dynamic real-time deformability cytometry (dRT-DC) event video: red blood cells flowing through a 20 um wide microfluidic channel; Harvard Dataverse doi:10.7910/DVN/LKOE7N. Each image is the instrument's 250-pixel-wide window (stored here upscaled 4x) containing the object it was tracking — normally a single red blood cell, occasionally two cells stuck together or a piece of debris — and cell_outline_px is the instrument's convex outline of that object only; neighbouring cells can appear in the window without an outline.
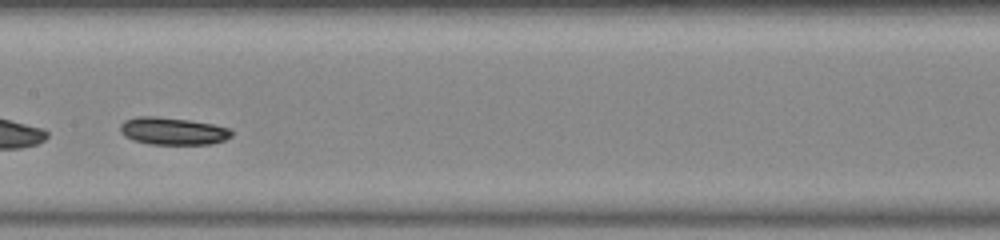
{"species": "common noctule bat (a hibernating species)", "species_latin": "Nyctalus noctula", "temperature_condition": "warm", "stored_images_in_passage": 42, "segment_of_instrument_passage": [2, 2], "camera_frame_rate_fps": 3000, "um_per_image_px": 0.085, "animal": {"sex": "female", "body_mass_g": 23.0, "forearm_length_mm": 53.4}, "frame": {"image": 1, "passage_image": 18, "time_ms": 5.667, "image_size_px": [1000, 240], "cell_outline_px": [[232, 136], [224, 140], [212, 144], [148, 144], [132, 140], [124, 136], [120, 132], [120, 124], [124, 120], [140, 116], [156, 116], [188, 120], [212, 124], [232, 128]], "centroid_in_image_um": [14.68, 11.14], "position_along_channel_um": 192.7, "area_um2": 17.92}}
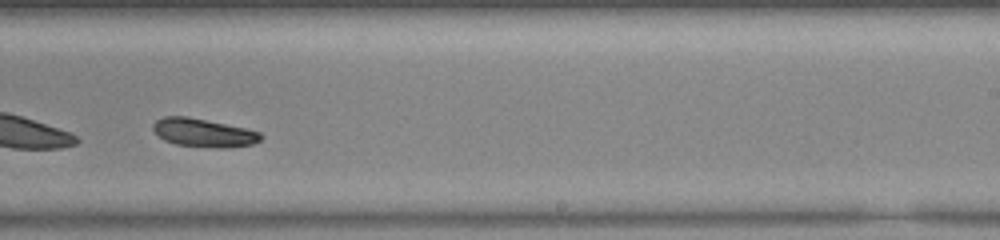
{"frame": {"image": 2, "passage_image": 24, "time_ms": 7.667, "image_size_px": [1000, 240], "cell_outline_px": [[264, 136], [260, 140], [252, 144], [228, 148], [216, 148], [176, 144], [164, 140], [152, 128], [152, 124], [156, 120], [164, 116], [188, 116], [244, 128], [260, 132]], "centroid_in_image_um": [17.3, 11.28], "position_along_channel_um": 271.7, "area_um2": 17.74}}
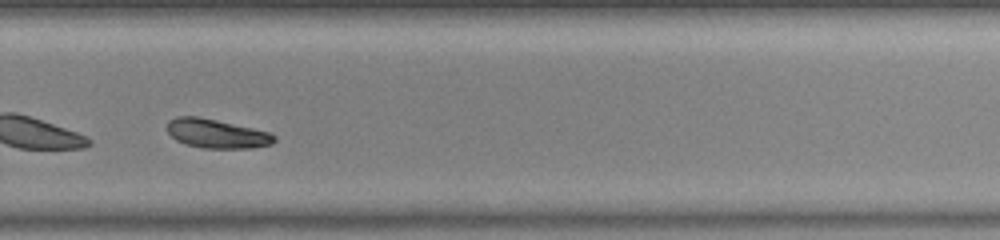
{"frame": {"image": 3, "passage_image": 27, "time_ms": 8.667, "image_size_px": [1000, 240], "cell_outline_px": [[276, 140], [272, 144], [252, 148], [204, 148], [184, 144], [176, 140], [168, 132], [168, 120], [176, 116], [196, 116], [216, 120], [272, 132], [276, 136]], "centroid_in_image_um": [18.44, 11.36], "position_along_channel_um": 311.4, "area_um2": 18.21}}